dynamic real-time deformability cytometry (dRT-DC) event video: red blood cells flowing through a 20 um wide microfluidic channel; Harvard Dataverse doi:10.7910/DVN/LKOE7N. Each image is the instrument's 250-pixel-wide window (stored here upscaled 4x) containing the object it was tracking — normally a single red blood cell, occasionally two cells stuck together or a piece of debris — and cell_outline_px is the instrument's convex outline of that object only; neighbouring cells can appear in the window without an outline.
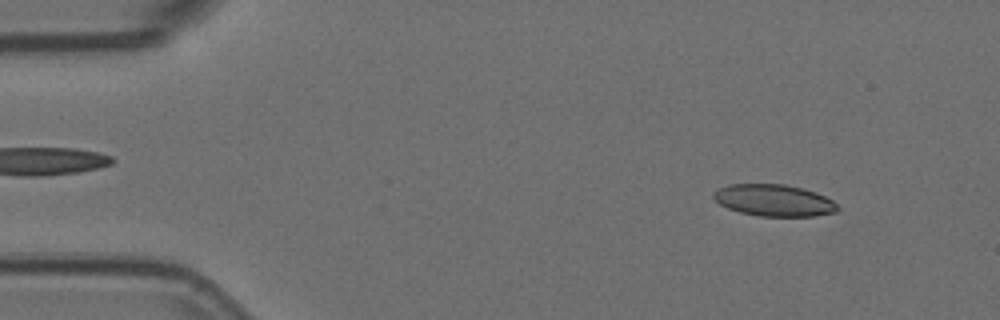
{"species": "Egyptian fruit bat (a non-hibernating species)", "species_latin": "Rousettus aegyptiacus", "temperature_condition": "room temperature", "stored_images_in_passage": 4, "camera_frame_rate_fps": 3000, "um_per_image_px": 0.085, "animal": {"sex": "female"}, "frame": {"image": 1, "passage_image": 1, "time_ms": 0.0, "image_size_px": [1000, 320], "cell_outline_px": [[840, 208], [836, 212], [816, 216], [760, 216], [740, 212], [728, 208], [720, 204], [712, 196], [720, 188], [728, 184], [784, 184], [804, 188], [816, 192], [832, 200]], "centroid_in_image_um": [65.82, 17.03], "position_along_channel_um": 19.2, "area_um2": 22.89}}
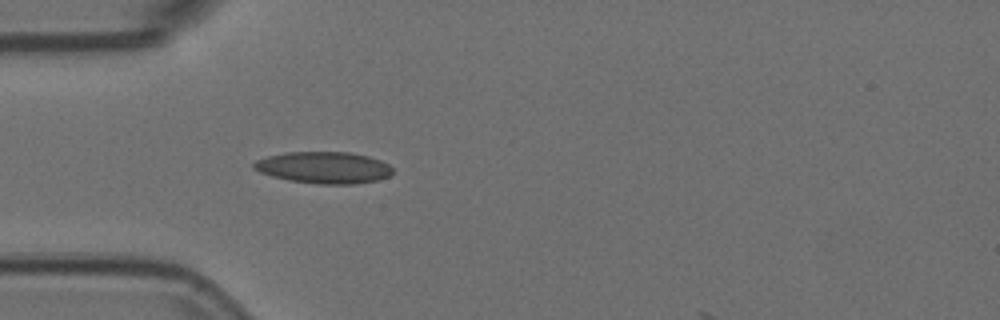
{"frame": {"image": 2, "passage_image": 4, "time_ms": 1.0, "image_size_px": [1000, 320], "cell_outline_px": [[392, 172], [388, 176], [376, 180], [356, 184], [316, 184], [288, 180], [272, 176], [260, 172], [252, 168], [252, 164], [256, 160], [268, 156], [284, 152], [348, 152], [368, 156], [380, 160], [388, 164], [392, 168]], "centroid_in_image_um": [27.49, 14.24], "position_along_channel_um": 57.5, "area_um2": 25.66}}